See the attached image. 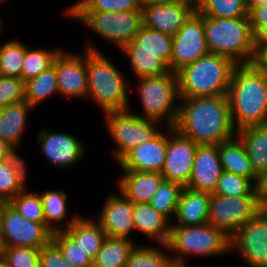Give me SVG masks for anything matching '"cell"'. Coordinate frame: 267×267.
Returning <instances> with one entry per match:
<instances>
[{"label":"cell","instance_id":"6da1fadb","mask_svg":"<svg viewBox=\"0 0 267 267\" xmlns=\"http://www.w3.org/2000/svg\"><path fill=\"white\" fill-rule=\"evenodd\" d=\"M174 128L198 145H218L237 134L227 95L179 98Z\"/></svg>","mask_w":267,"mask_h":267},{"label":"cell","instance_id":"7a4b0ae2","mask_svg":"<svg viewBox=\"0 0 267 267\" xmlns=\"http://www.w3.org/2000/svg\"><path fill=\"white\" fill-rule=\"evenodd\" d=\"M227 97L237 131L267 123V73L255 63L234 68Z\"/></svg>","mask_w":267,"mask_h":267},{"label":"cell","instance_id":"3957f363","mask_svg":"<svg viewBox=\"0 0 267 267\" xmlns=\"http://www.w3.org/2000/svg\"><path fill=\"white\" fill-rule=\"evenodd\" d=\"M229 57L208 53L177 72L179 97L227 95L237 66Z\"/></svg>","mask_w":267,"mask_h":267},{"label":"cell","instance_id":"277c9868","mask_svg":"<svg viewBox=\"0 0 267 267\" xmlns=\"http://www.w3.org/2000/svg\"><path fill=\"white\" fill-rule=\"evenodd\" d=\"M87 49V97H91L103 112L129 108L128 86L131 81L95 46Z\"/></svg>","mask_w":267,"mask_h":267},{"label":"cell","instance_id":"5b68a950","mask_svg":"<svg viewBox=\"0 0 267 267\" xmlns=\"http://www.w3.org/2000/svg\"><path fill=\"white\" fill-rule=\"evenodd\" d=\"M203 25L209 53L229 57L238 65L255 62L254 35L248 15L238 18L203 16Z\"/></svg>","mask_w":267,"mask_h":267},{"label":"cell","instance_id":"8992f818","mask_svg":"<svg viewBox=\"0 0 267 267\" xmlns=\"http://www.w3.org/2000/svg\"><path fill=\"white\" fill-rule=\"evenodd\" d=\"M166 246L174 252L173 262L183 265H186L185 258L190 254L216 256L231 250L230 238L210 223L199 226L171 225Z\"/></svg>","mask_w":267,"mask_h":267},{"label":"cell","instance_id":"52a82bcc","mask_svg":"<svg viewBox=\"0 0 267 267\" xmlns=\"http://www.w3.org/2000/svg\"><path fill=\"white\" fill-rule=\"evenodd\" d=\"M137 85L144 112L140 117L174 127L179 111L175 101L180 98L177 73L139 78Z\"/></svg>","mask_w":267,"mask_h":267},{"label":"cell","instance_id":"ba28073f","mask_svg":"<svg viewBox=\"0 0 267 267\" xmlns=\"http://www.w3.org/2000/svg\"><path fill=\"white\" fill-rule=\"evenodd\" d=\"M68 15L120 48L131 43L143 26L142 10L125 12L71 11Z\"/></svg>","mask_w":267,"mask_h":267},{"label":"cell","instance_id":"9c48e42d","mask_svg":"<svg viewBox=\"0 0 267 267\" xmlns=\"http://www.w3.org/2000/svg\"><path fill=\"white\" fill-rule=\"evenodd\" d=\"M130 109L105 112L107 130L116 143L115 159L119 162L128 152L153 139L161 123L140 117ZM157 127V128H156Z\"/></svg>","mask_w":267,"mask_h":267},{"label":"cell","instance_id":"30bf717a","mask_svg":"<svg viewBox=\"0 0 267 267\" xmlns=\"http://www.w3.org/2000/svg\"><path fill=\"white\" fill-rule=\"evenodd\" d=\"M260 209L256 196L228 197L211 193L208 223L231 238Z\"/></svg>","mask_w":267,"mask_h":267},{"label":"cell","instance_id":"8fae6325","mask_svg":"<svg viewBox=\"0 0 267 267\" xmlns=\"http://www.w3.org/2000/svg\"><path fill=\"white\" fill-rule=\"evenodd\" d=\"M208 53L203 15L195 10L173 36L170 71L177 73Z\"/></svg>","mask_w":267,"mask_h":267},{"label":"cell","instance_id":"7c38bea8","mask_svg":"<svg viewBox=\"0 0 267 267\" xmlns=\"http://www.w3.org/2000/svg\"><path fill=\"white\" fill-rule=\"evenodd\" d=\"M250 267H267V209H260L230 238Z\"/></svg>","mask_w":267,"mask_h":267},{"label":"cell","instance_id":"4fadbf2b","mask_svg":"<svg viewBox=\"0 0 267 267\" xmlns=\"http://www.w3.org/2000/svg\"><path fill=\"white\" fill-rule=\"evenodd\" d=\"M0 233L6 247L42 248L52 241L53 235L45 223L26 219L10 203L4 210Z\"/></svg>","mask_w":267,"mask_h":267},{"label":"cell","instance_id":"5bb4252c","mask_svg":"<svg viewBox=\"0 0 267 267\" xmlns=\"http://www.w3.org/2000/svg\"><path fill=\"white\" fill-rule=\"evenodd\" d=\"M165 128L168 129L166 132L169 135L167 136L165 164L160 173L164 180L176 182L186 187L190 181L195 154L199 145L180 134L174 127Z\"/></svg>","mask_w":267,"mask_h":267},{"label":"cell","instance_id":"9a60e30c","mask_svg":"<svg viewBox=\"0 0 267 267\" xmlns=\"http://www.w3.org/2000/svg\"><path fill=\"white\" fill-rule=\"evenodd\" d=\"M82 55L61 50L53 64L57 72L60 96L87 98V49Z\"/></svg>","mask_w":267,"mask_h":267},{"label":"cell","instance_id":"2e32d148","mask_svg":"<svg viewBox=\"0 0 267 267\" xmlns=\"http://www.w3.org/2000/svg\"><path fill=\"white\" fill-rule=\"evenodd\" d=\"M195 10L192 3L184 0L160 4L143 3V26L174 36Z\"/></svg>","mask_w":267,"mask_h":267},{"label":"cell","instance_id":"e0dca14e","mask_svg":"<svg viewBox=\"0 0 267 267\" xmlns=\"http://www.w3.org/2000/svg\"><path fill=\"white\" fill-rule=\"evenodd\" d=\"M40 150L48 161L59 168H66L84 157L85 146L68 133L39 131L37 135Z\"/></svg>","mask_w":267,"mask_h":267},{"label":"cell","instance_id":"ac0fdd59","mask_svg":"<svg viewBox=\"0 0 267 267\" xmlns=\"http://www.w3.org/2000/svg\"><path fill=\"white\" fill-rule=\"evenodd\" d=\"M120 195L106 198L97 220L107 237L130 239L129 234L135 230L133 223L134 203L120 191Z\"/></svg>","mask_w":267,"mask_h":267},{"label":"cell","instance_id":"d6986e66","mask_svg":"<svg viewBox=\"0 0 267 267\" xmlns=\"http://www.w3.org/2000/svg\"><path fill=\"white\" fill-rule=\"evenodd\" d=\"M223 169L218 145H199L186 187L201 192L214 193Z\"/></svg>","mask_w":267,"mask_h":267},{"label":"cell","instance_id":"ffe728a7","mask_svg":"<svg viewBox=\"0 0 267 267\" xmlns=\"http://www.w3.org/2000/svg\"><path fill=\"white\" fill-rule=\"evenodd\" d=\"M167 152V134L162 130L151 140L128 152L118 163L124 171L161 172Z\"/></svg>","mask_w":267,"mask_h":267},{"label":"cell","instance_id":"44dd1931","mask_svg":"<svg viewBox=\"0 0 267 267\" xmlns=\"http://www.w3.org/2000/svg\"><path fill=\"white\" fill-rule=\"evenodd\" d=\"M118 179V189L133 203H148L164 181L160 172L124 171Z\"/></svg>","mask_w":267,"mask_h":267},{"label":"cell","instance_id":"7402d4cb","mask_svg":"<svg viewBox=\"0 0 267 267\" xmlns=\"http://www.w3.org/2000/svg\"><path fill=\"white\" fill-rule=\"evenodd\" d=\"M210 193L183 187L171 225L199 226L208 223Z\"/></svg>","mask_w":267,"mask_h":267},{"label":"cell","instance_id":"603a6c76","mask_svg":"<svg viewBox=\"0 0 267 267\" xmlns=\"http://www.w3.org/2000/svg\"><path fill=\"white\" fill-rule=\"evenodd\" d=\"M63 231L94 260L107 235L100 223L81 216L67 221Z\"/></svg>","mask_w":267,"mask_h":267},{"label":"cell","instance_id":"cb8c5ba5","mask_svg":"<svg viewBox=\"0 0 267 267\" xmlns=\"http://www.w3.org/2000/svg\"><path fill=\"white\" fill-rule=\"evenodd\" d=\"M170 220L156 211L149 203H134V228L144 235L154 238L156 242L166 245L171 229Z\"/></svg>","mask_w":267,"mask_h":267},{"label":"cell","instance_id":"d4e9b609","mask_svg":"<svg viewBox=\"0 0 267 267\" xmlns=\"http://www.w3.org/2000/svg\"><path fill=\"white\" fill-rule=\"evenodd\" d=\"M236 135L244 144L255 175L267 172V123L241 128Z\"/></svg>","mask_w":267,"mask_h":267},{"label":"cell","instance_id":"484cf974","mask_svg":"<svg viewBox=\"0 0 267 267\" xmlns=\"http://www.w3.org/2000/svg\"><path fill=\"white\" fill-rule=\"evenodd\" d=\"M32 108L26 100L0 108V137L15 150L21 142L27 114Z\"/></svg>","mask_w":267,"mask_h":267},{"label":"cell","instance_id":"4316f807","mask_svg":"<svg viewBox=\"0 0 267 267\" xmlns=\"http://www.w3.org/2000/svg\"><path fill=\"white\" fill-rule=\"evenodd\" d=\"M218 151L224 171L247 177L255 183L257 176L244 144L237 135L218 144Z\"/></svg>","mask_w":267,"mask_h":267},{"label":"cell","instance_id":"83f0119b","mask_svg":"<svg viewBox=\"0 0 267 267\" xmlns=\"http://www.w3.org/2000/svg\"><path fill=\"white\" fill-rule=\"evenodd\" d=\"M26 169L25 161L17 153L0 161V197L10 201L26 188Z\"/></svg>","mask_w":267,"mask_h":267},{"label":"cell","instance_id":"f1b7e54d","mask_svg":"<svg viewBox=\"0 0 267 267\" xmlns=\"http://www.w3.org/2000/svg\"><path fill=\"white\" fill-rule=\"evenodd\" d=\"M121 50L128 56L131 69L138 79L170 72L168 65L154 52L138 51V45L134 41Z\"/></svg>","mask_w":267,"mask_h":267},{"label":"cell","instance_id":"f546056e","mask_svg":"<svg viewBox=\"0 0 267 267\" xmlns=\"http://www.w3.org/2000/svg\"><path fill=\"white\" fill-rule=\"evenodd\" d=\"M135 246L132 239L106 237L93 260V267H125Z\"/></svg>","mask_w":267,"mask_h":267},{"label":"cell","instance_id":"4dcf8cb0","mask_svg":"<svg viewBox=\"0 0 267 267\" xmlns=\"http://www.w3.org/2000/svg\"><path fill=\"white\" fill-rule=\"evenodd\" d=\"M25 100L33 107L52 94L59 93L57 72L53 64L41 74L24 82Z\"/></svg>","mask_w":267,"mask_h":267},{"label":"cell","instance_id":"1f68e13d","mask_svg":"<svg viewBox=\"0 0 267 267\" xmlns=\"http://www.w3.org/2000/svg\"><path fill=\"white\" fill-rule=\"evenodd\" d=\"M133 41L138 45V51L154 52L170 69L173 36L142 26Z\"/></svg>","mask_w":267,"mask_h":267},{"label":"cell","instance_id":"d6a6232c","mask_svg":"<svg viewBox=\"0 0 267 267\" xmlns=\"http://www.w3.org/2000/svg\"><path fill=\"white\" fill-rule=\"evenodd\" d=\"M43 203V212L45 225L53 232L63 231L61 221H63L68 212L67 194L62 190H50L40 193ZM55 223H58L57 226Z\"/></svg>","mask_w":267,"mask_h":267},{"label":"cell","instance_id":"836d02e7","mask_svg":"<svg viewBox=\"0 0 267 267\" xmlns=\"http://www.w3.org/2000/svg\"><path fill=\"white\" fill-rule=\"evenodd\" d=\"M196 11L206 17H245L248 15L247 0H200Z\"/></svg>","mask_w":267,"mask_h":267},{"label":"cell","instance_id":"e575fe53","mask_svg":"<svg viewBox=\"0 0 267 267\" xmlns=\"http://www.w3.org/2000/svg\"><path fill=\"white\" fill-rule=\"evenodd\" d=\"M25 53L26 45L18 39L0 45V76L21 79Z\"/></svg>","mask_w":267,"mask_h":267},{"label":"cell","instance_id":"d590c367","mask_svg":"<svg viewBox=\"0 0 267 267\" xmlns=\"http://www.w3.org/2000/svg\"><path fill=\"white\" fill-rule=\"evenodd\" d=\"M164 250L149 246H135L128 257L125 267H171L172 256L166 254L167 246L160 244ZM164 251V252H163Z\"/></svg>","mask_w":267,"mask_h":267},{"label":"cell","instance_id":"8d00e7d4","mask_svg":"<svg viewBox=\"0 0 267 267\" xmlns=\"http://www.w3.org/2000/svg\"><path fill=\"white\" fill-rule=\"evenodd\" d=\"M182 189L181 184L164 180L148 203L170 220L175 217Z\"/></svg>","mask_w":267,"mask_h":267},{"label":"cell","instance_id":"74e56055","mask_svg":"<svg viewBox=\"0 0 267 267\" xmlns=\"http://www.w3.org/2000/svg\"><path fill=\"white\" fill-rule=\"evenodd\" d=\"M62 49H54L51 51L41 49H30L26 46V53L22 63L21 79L26 82L27 80L36 77L50 66L53 65L55 57Z\"/></svg>","mask_w":267,"mask_h":267},{"label":"cell","instance_id":"f35d334b","mask_svg":"<svg viewBox=\"0 0 267 267\" xmlns=\"http://www.w3.org/2000/svg\"><path fill=\"white\" fill-rule=\"evenodd\" d=\"M214 194L228 197L255 196L254 182L247 177L223 170Z\"/></svg>","mask_w":267,"mask_h":267},{"label":"cell","instance_id":"ab89813d","mask_svg":"<svg viewBox=\"0 0 267 267\" xmlns=\"http://www.w3.org/2000/svg\"><path fill=\"white\" fill-rule=\"evenodd\" d=\"M142 0H80L66 11L125 12L142 10Z\"/></svg>","mask_w":267,"mask_h":267},{"label":"cell","instance_id":"60d3db41","mask_svg":"<svg viewBox=\"0 0 267 267\" xmlns=\"http://www.w3.org/2000/svg\"><path fill=\"white\" fill-rule=\"evenodd\" d=\"M26 190L18 193L9 203L26 219L36 223H45L40 194L29 193Z\"/></svg>","mask_w":267,"mask_h":267},{"label":"cell","instance_id":"b9f144b4","mask_svg":"<svg viewBox=\"0 0 267 267\" xmlns=\"http://www.w3.org/2000/svg\"><path fill=\"white\" fill-rule=\"evenodd\" d=\"M52 242L60 249L63 257L74 267H93V259L64 231L53 233Z\"/></svg>","mask_w":267,"mask_h":267},{"label":"cell","instance_id":"7bdbcfd3","mask_svg":"<svg viewBox=\"0 0 267 267\" xmlns=\"http://www.w3.org/2000/svg\"><path fill=\"white\" fill-rule=\"evenodd\" d=\"M9 267H40V248L11 246L4 255Z\"/></svg>","mask_w":267,"mask_h":267},{"label":"cell","instance_id":"ee69618b","mask_svg":"<svg viewBox=\"0 0 267 267\" xmlns=\"http://www.w3.org/2000/svg\"><path fill=\"white\" fill-rule=\"evenodd\" d=\"M25 100L24 81L0 76V108Z\"/></svg>","mask_w":267,"mask_h":267},{"label":"cell","instance_id":"f6af8a7d","mask_svg":"<svg viewBox=\"0 0 267 267\" xmlns=\"http://www.w3.org/2000/svg\"><path fill=\"white\" fill-rule=\"evenodd\" d=\"M40 267H74L61 253L60 249L51 241L40 248Z\"/></svg>","mask_w":267,"mask_h":267},{"label":"cell","instance_id":"bcb514c9","mask_svg":"<svg viewBox=\"0 0 267 267\" xmlns=\"http://www.w3.org/2000/svg\"><path fill=\"white\" fill-rule=\"evenodd\" d=\"M247 7L251 30L255 35L260 29L267 27V4Z\"/></svg>","mask_w":267,"mask_h":267},{"label":"cell","instance_id":"7dc6e473","mask_svg":"<svg viewBox=\"0 0 267 267\" xmlns=\"http://www.w3.org/2000/svg\"><path fill=\"white\" fill-rule=\"evenodd\" d=\"M254 187L258 206L267 209V172L257 176Z\"/></svg>","mask_w":267,"mask_h":267},{"label":"cell","instance_id":"c3c4849f","mask_svg":"<svg viewBox=\"0 0 267 267\" xmlns=\"http://www.w3.org/2000/svg\"><path fill=\"white\" fill-rule=\"evenodd\" d=\"M267 49V27L260 29L254 35L255 60Z\"/></svg>","mask_w":267,"mask_h":267},{"label":"cell","instance_id":"681fc988","mask_svg":"<svg viewBox=\"0 0 267 267\" xmlns=\"http://www.w3.org/2000/svg\"><path fill=\"white\" fill-rule=\"evenodd\" d=\"M16 151L0 137V161L12 158L17 153Z\"/></svg>","mask_w":267,"mask_h":267},{"label":"cell","instance_id":"f907efd6","mask_svg":"<svg viewBox=\"0 0 267 267\" xmlns=\"http://www.w3.org/2000/svg\"><path fill=\"white\" fill-rule=\"evenodd\" d=\"M261 70L267 73V49L254 62Z\"/></svg>","mask_w":267,"mask_h":267},{"label":"cell","instance_id":"816d5d0a","mask_svg":"<svg viewBox=\"0 0 267 267\" xmlns=\"http://www.w3.org/2000/svg\"><path fill=\"white\" fill-rule=\"evenodd\" d=\"M8 204H9L8 200L4 199L3 197H0V230L2 226L3 213Z\"/></svg>","mask_w":267,"mask_h":267},{"label":"cell","instance_id":"f5cc1de1","mask_svg":"<svg viewBox=\"0 0 267 267\" xmlns=\"http://www.w3.org/2000/svg\"><path fill=\"white\" fill-rule=\"evenodd\" d=\"M180 0H142V3L160 4V3H173Z\"/></svg>","mask_w":267,"mask_h":267},{"label":"cell","instance_id":"db71d44e","mask_svg":"<svg viewBox=\"0 0 267 267\" xmlns=\"http://www.w3.org/2000/svg\"><path fill=\"white\" fill-rule=\"evenodd\" d=\"M5 252H6V244L4 238L0 233V259L4 258Z\"/></svg>","mask_w":267,"mask_h":267},{"label":"cell","instance_id":"11a10c76","mask_svg":"<svg viewBox=\"0 0 267 267\" xmlns=\"http://www.w3.org/2000/svg\"><path fill=\"white\" fill-rule=\"evenodd\" d=\"M267 4V0H247V6H259Z\"/></svg>","mask_w":267,"mask_h":267},{"label":"cell","instance_id":"9f6ffc18","mask_svg":"<svg viewBox=\"0 0 267 267\" xmlns=\"http://www.w3.org/2000/svg\"><path fill=\"white\" fill-rule=\"evenodd\" d=\"M0 267H9L6 260L4 258L0 259Z\"/></svg>","mask_w":267,"mask_h":267},{"label":"cell","instance_id":"6f0895ef","mask_svg":"<svg viewBox=\"0 0 267 267\" xmlns=\"http://www.w3.org/2000/svg\"><path fill=\"white\" fill-rule=\"evenodd\" d=\"M184 1L192 3L195 7L200 2V0H184Z\"/></svg>","mask_w":267,"mask_h":267},{"label":"cell","instance_id":"680465c9","mask_svg":"<svg viewBox=\"0 0 267 267\" xmlns=\"http://www.w3.org/2000/svg\"><path fill=\"white\" fill-rule=\"evenodd\" d=\"M171 267H186V265L173 263Z\"/></svg>","mask_w":267,"mask_h":267},{"label":"cell","instance_id":"91938a15","mask_svg":"<svg viewBox=\"0 0 267 267\" xmlns=\"http://www.w3.org/2000/svg\"><path fill=\"white\" fill-rule=\"evenodd\" d=\"M1 22H2V21H1V18H0V32H1V29H2V25H1Z\"/></svg>","mask_w":267,"mask_h":267}]
</instances>
